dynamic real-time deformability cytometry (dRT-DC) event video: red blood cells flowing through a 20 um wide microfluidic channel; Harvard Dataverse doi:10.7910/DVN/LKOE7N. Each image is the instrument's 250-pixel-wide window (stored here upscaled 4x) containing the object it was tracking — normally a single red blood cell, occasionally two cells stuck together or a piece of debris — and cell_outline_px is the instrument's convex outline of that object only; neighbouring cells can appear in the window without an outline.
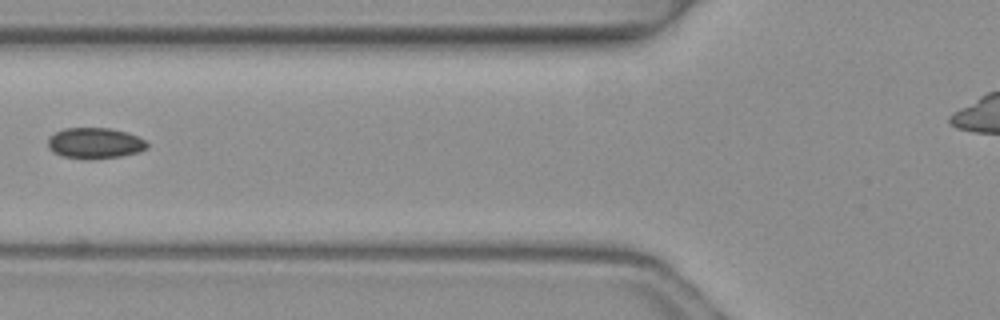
{"species": "common noctule bat (a hibernating species)", "species_latin": "Nyctalus noctula", "temperature_condition": "warm", "stored_images_in_passage": 2, "camera_frame_rate_fps": 3000, "um_per_image_px": 0.085, "animal": {"sex": "female", "body_mass_g": 19.3, "forearm_length_mm": 54.1}, "frame": {"image": 1, "passage_image": 2, "time_ms": 0.333, "image_size_px": [1000, 320], "cell_outline_px": [[148, 148], [140, 152], [120, 156], [92, 160], [84, 160], [60, 156], [52, 152], [48, 148], [48, 140], [56, 132], [64, 128], [108, 128], [128, 132], [144, 140], [148, 144]], "centroid_in_image_um": [8.06, 12.19], "position_along_channel_um": 117.7, "area_um2": 18.09}}